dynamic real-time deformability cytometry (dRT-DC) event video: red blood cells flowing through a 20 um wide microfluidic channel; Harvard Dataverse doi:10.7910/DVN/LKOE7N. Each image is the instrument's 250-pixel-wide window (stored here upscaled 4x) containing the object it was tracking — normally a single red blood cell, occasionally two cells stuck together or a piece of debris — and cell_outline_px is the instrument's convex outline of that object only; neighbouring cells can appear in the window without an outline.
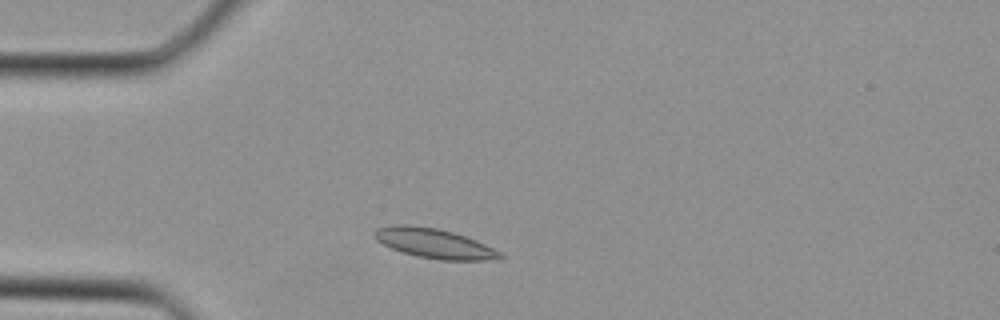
{"species": "Egyptian fruit bat (a non-hibernating species)", "species_latin": "Rousettus aegyptiacus", "temperature_condition": "cold", "stored_images_in_passage": 28, "camera_frame_rate_fps": 3000, "um_per_image_px": 0.085, "animal": {"sex": "female"}, "frame": {"image": 1, "passage_image": 3, "time_ms": 0.667, "image_size_px": [1000, 320], "cell_outline_px": [[504, 256], [500, 260], [440, 260], [416, 256], [392, 248], [376, 240], [372, 232], [376, 228], [396, 224], [408, 224], [440, 228], [476, 240], [500, 252]], "centroid_in_image_um": [36.9, 20.68], "position_along_channel_um": 48.1, "area_um2": 21.79}}
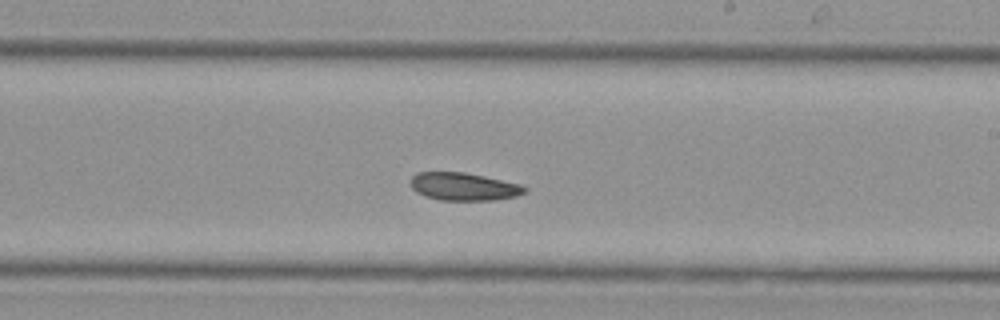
{"frame": {"image": 2, "passage_image": 15, "time_ms": 4.667, "image_size_px": [1000, 320], "cell_outline_px": [[528, 192], [516, 196], [496, 200], [440, 200], [424, 196], [416, 192], [412, 188], [412, 176], [416, 172], [464, 172], [484, 176], [520, 184], [528, 188]], "centroid_in_image_um": [39.44, 15.86], "position_along_channel_um": 249.6, "area_um2": 18.55}}
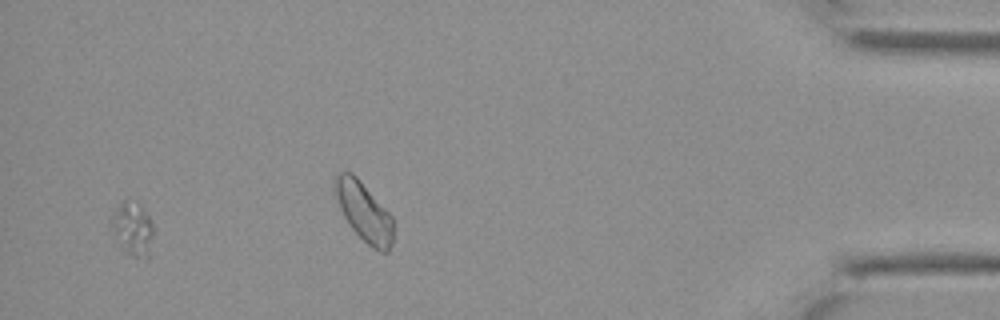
{"frame": {"image": 3, "passage_image": 26, "time_ms": 8.333, "image_size_px": [1000, 320], "cell_outline_px": [[152, 236], [148, 260], [132, 256], [124, 252], [112, 228], [112, 220], [120, 204], [124, 200], [136, 200], [140, 204], [148, 216], [152, 224]], "centroid_in_image_um": [11.32, 19.47], "position_along_channel_um": 423.9, "area_um2": 12.72}}